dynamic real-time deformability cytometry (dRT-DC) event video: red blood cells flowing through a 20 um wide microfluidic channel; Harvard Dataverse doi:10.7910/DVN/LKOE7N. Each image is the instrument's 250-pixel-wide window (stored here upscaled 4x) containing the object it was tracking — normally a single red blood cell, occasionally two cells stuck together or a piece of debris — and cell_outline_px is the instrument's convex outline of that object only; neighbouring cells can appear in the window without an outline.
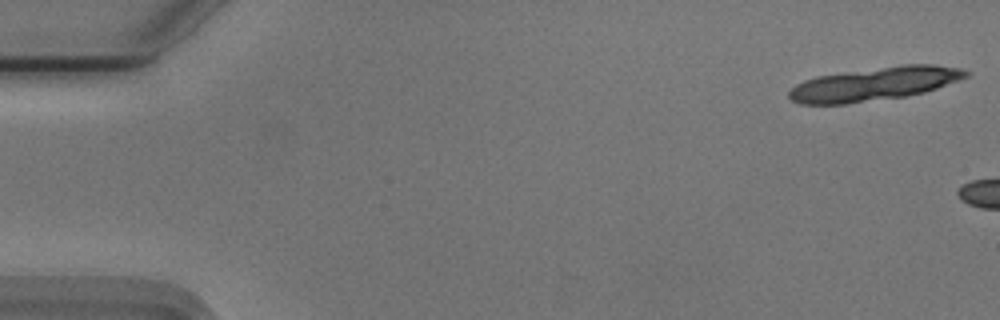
{"species": "Egyptian fruit bat (a non-hibernating species)", "species_latin": "Rousettus aegyptiacus", "temperature_condition": "cold", "stored_images_in_passage": 8, "camera_frame_rate_fps": 3000, "um_per_image_px": 0.085, "animal": {"sex": "male"}, "frame": {"image": 1, "passage_image": 1, "time_ms": 0.0, "image_size_px": [1000, 320], "cell_outline_px": [[972, 72], [968, 76], [936, 88], [924, 92], [904, 96], [844, 104], [800, 104], [792, 100], [788, 96], [788, 92], [796, 84], [804, 80], [820, 76], [900, 64], [932, 64], [960, 68]], "centroid_in_image_um": [74.34, 7.13], "position_along_channel_um": 10.7, "area_um2": 34.1}}